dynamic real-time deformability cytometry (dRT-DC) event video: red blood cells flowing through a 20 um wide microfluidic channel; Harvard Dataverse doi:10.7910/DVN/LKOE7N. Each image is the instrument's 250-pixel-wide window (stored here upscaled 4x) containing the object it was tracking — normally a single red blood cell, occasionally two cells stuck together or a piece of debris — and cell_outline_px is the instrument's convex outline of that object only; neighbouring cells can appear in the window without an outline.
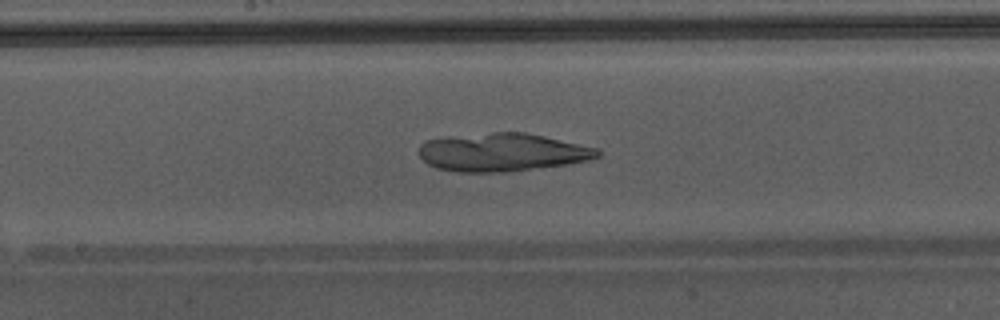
{"species": "Egyptian fruit bat (a non-hibernating species)", "species_latin": "Rousettus aegyptiacus", "temperature_condition": "warm", "stored_images_in_passage": 38, "camera_frame_rate_fps": 3000, "um_per_image_px": 0.085, "animal": {"sex": "male"}, "frame": {"image": 1, "passage_image": 17, "time_ms": 5.333, "image_size_px": [1000, 320], "cell_outline_px": [[600, 156], [588, 160], [564, 164], [504, 172], [456, 172], [436, 168], [428, 164], [420, 156], [420, 144], [424, 140], [448, 136], [492, 132], [524, 132], [544, 136], [596, 148], [600, 152]], "centroid_in_image_um": [42.63, 12.93], "position_along_channel_um": 205.6, "area_um2": 39.48}}